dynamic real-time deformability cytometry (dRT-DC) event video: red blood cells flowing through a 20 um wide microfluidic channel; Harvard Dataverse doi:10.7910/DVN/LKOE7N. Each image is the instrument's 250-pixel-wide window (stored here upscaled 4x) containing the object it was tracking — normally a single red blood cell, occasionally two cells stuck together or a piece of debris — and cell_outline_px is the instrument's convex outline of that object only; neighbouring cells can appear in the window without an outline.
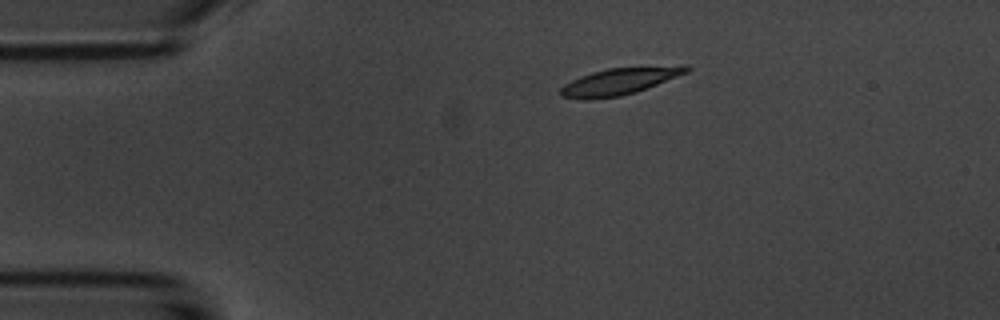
{"species": "common noctule bat (a hibernating species)", "species_latin": "Nyctalus noctula", "temperature_condition": "room temperature", "stored_images_in_passage": 3, "camera_frame_rate_fps": 3000, "um_per_image_px": 0.085, "animal": {"sex": "male", "body_mass_g": 20.1, "forearm_length_mm": 53.5}, "frame": {"image": 1, "passage_image": 1, "time_ms": 0.0, "image_size_px": [1000, 320], "cell_outline_px": [[692, 68], [688, 72], [636, 92], [620, 96], [588, 100], [560, 96], [560, 88], [564, 84], [580, 76], [592, 72], [608, 68], [684, 64], [688, 64]], "centroid_in_image_um": [52.7, 6.89], "position_along_channel_um": 32.3, "area_um2": 19.94}}
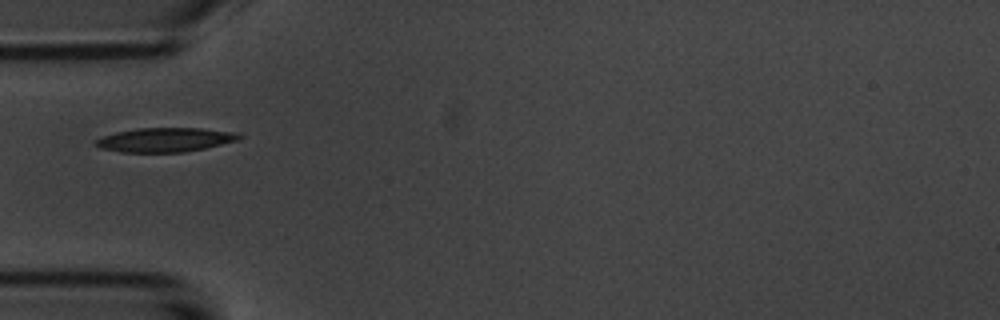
{"frame": {"image": 2, "passage_image": 3, "time_ms": 2.333, "image_size_px": [1000, 320], "cell_outline_px": [[244, 136], [236, 140], [204, 148], [184, 152], [120, 152], [100, 148], [92, 144], [96, 140], [104, 136], [116, 132], [136, 128], [200, 128], [236, 132]], "centroid_in_image_um": [14.0, 11.88], "position_along_channel_um": 71.0, "area_um2": 20.11}}